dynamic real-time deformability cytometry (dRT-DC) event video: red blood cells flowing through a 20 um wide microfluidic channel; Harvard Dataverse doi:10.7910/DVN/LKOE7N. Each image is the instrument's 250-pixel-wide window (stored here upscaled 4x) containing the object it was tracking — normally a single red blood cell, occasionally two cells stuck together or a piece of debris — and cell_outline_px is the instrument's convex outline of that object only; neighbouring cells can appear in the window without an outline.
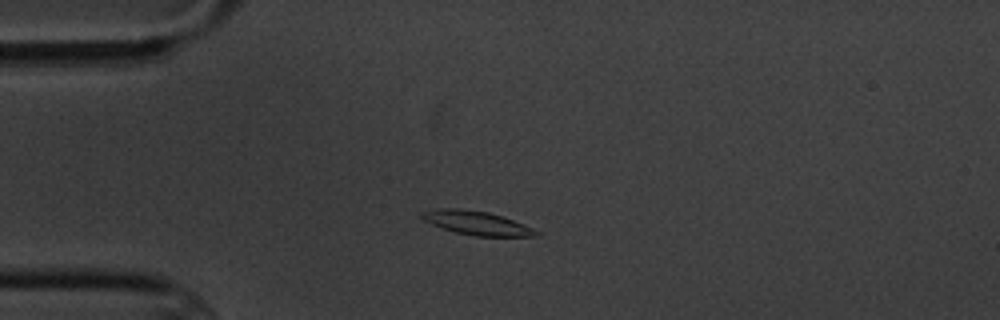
{"species": "common noctule bat (a hibernating species)", "species_latin": "Nyctalus noctula", "temperature_condition": "cold", "stored_images_in_passage": 6, "camera_frame_rate_fps": 3000, "um_per_image_px": 0.085, "animal": {"sex": "male", "body_mass_g": 20.1, "forearm_length_mm": 53.5}, "frame": {"image": 1, "passage_image": 3, "time_ms": 2.333, "image_size_px": [1000, 320], "cell_outline_px": [[540, 236], [476, 236], [456, 232], [432, 224], [424, 220], [420, 216], [420, 212], [440, 208], [460, 208], [488, 212], [512, 220], [532, 228], [540, 232]], "centroid_in_image_um": [40.5, 18.95], "position_along_channel_um": 44.5, "area_um2": 15.61}}
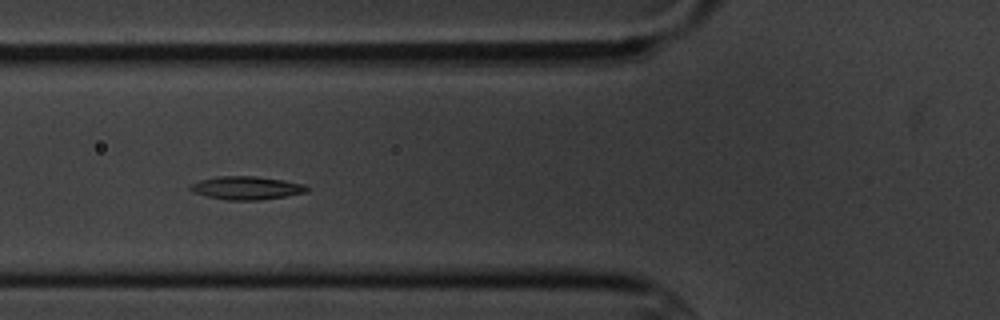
{"frame": {"image": 2, "passage_image": 5, "time_ms": 4.667, "image_size_px": [1000, 320], "cell_outline_px": [[308, 192], [260, 200], [228, 200], [208, 196], [192, 192], [188, 188], [188, 184], [200, 180], [216, 176], [256, 176], [284, 180], [304, 184], [308, 188]], "centroid_in_image_um": [20.91, 15.96], "position_along_channel_um": 104.9, "area_um2": 15.84}}
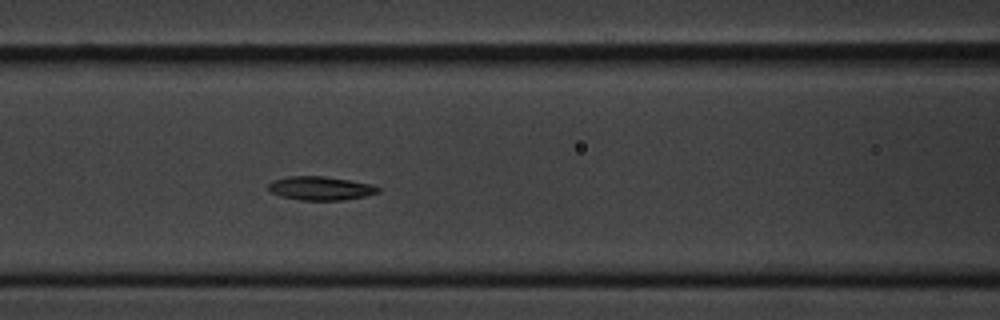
{"frame": {"image": 3, "passage_image": 6, "time_ms": 5.667, "image_size_px": [1000, 320], "cell_outline_px": [[380, 192], [364, 196], [344, 200], [300, 200], [280, 196], [272, 192], [268, 188], [268, 184], [272, 180], [288, 176], [324, 176], [372, 184], [380, 188]], "centroid_in_image_um": [27.23, 16.0], "position_along_channel_um": 139.4, "area_um2": 15.14}}